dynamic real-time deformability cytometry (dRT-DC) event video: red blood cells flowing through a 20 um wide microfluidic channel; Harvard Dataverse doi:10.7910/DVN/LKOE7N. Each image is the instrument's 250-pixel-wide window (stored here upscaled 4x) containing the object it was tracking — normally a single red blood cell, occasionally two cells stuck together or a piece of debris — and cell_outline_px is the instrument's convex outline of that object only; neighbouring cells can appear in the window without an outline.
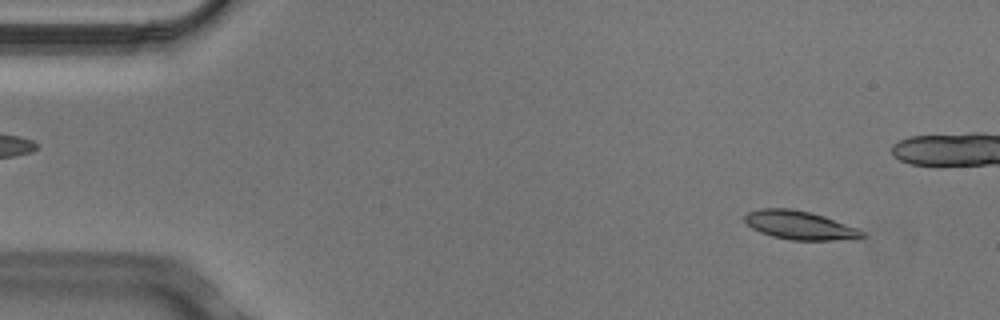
{"species": "Egyptian fruit bat (a non-hibernating species)", "species_latin": "Rousettus aegyptiacus", "temperature_condition": "cold", "stored_images_in_passage": 5, "camera_frame_rate_fps": 3000, "um_per_image_px": 0.085, "animal": {"sex": "male"}, "frame": {"image": 1, "passage_image": 1, "time_ms": 0.0, "image_size_px": [1000, 320], "cell_outline_px": [[864, 236], [856, 240], [792, 240], [772, 236], [760, 232], [752, 228], [744, 220], [744, 216], [748, 212], [760, 208], [792, 208], [812, 212], [860, 228], [864, 232]], "centroid_in_image_um": [68.03, 19.14], "position_along_channel_um": 17.0, "area_um2": 19.88}}